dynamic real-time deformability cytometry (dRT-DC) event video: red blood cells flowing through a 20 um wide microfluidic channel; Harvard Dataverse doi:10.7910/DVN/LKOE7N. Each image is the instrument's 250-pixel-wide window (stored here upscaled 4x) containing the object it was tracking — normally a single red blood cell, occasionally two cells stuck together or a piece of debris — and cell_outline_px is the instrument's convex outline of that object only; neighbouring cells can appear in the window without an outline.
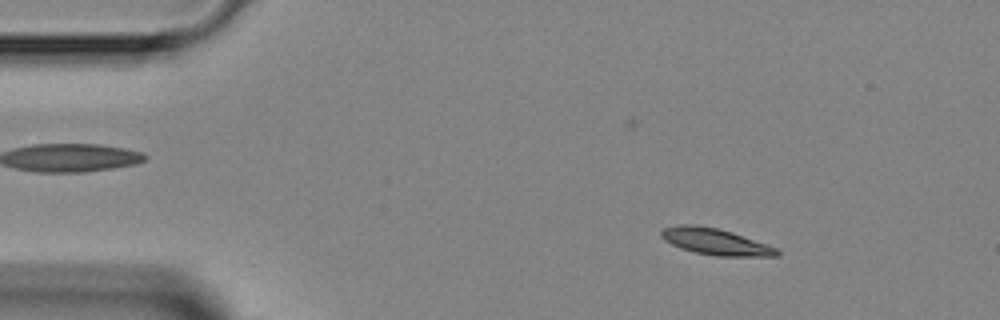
{"species": "Egyptian fruit bat (a non-hibernating species)", "species_latin": "Rousettus aegyptiacus", "temperature_condition": "room temperature", "stored_images_in_passage": 3, "camera_frame_rate_fps": 3000, "um_per_image_px": 0.085, "animal": {"sex": "female"}, "frame": {"image": 1, "passage_image": 1, "time_ms": 0.0, "image_size_px": [1000, 320], "cell_outline_px": [[780, 256], [716, 256], [696, 252], [680, 248], [664, 240], [660, 236], [660, 232], [664, 228], [680, 224], [696, 224], [716, 228], [732, 232], [776, 248], [780, 252]], "centroid_in_image_um": [60.78, 20.53], "position_along_channel_um": 24.2, "area_um2": 17.63}}